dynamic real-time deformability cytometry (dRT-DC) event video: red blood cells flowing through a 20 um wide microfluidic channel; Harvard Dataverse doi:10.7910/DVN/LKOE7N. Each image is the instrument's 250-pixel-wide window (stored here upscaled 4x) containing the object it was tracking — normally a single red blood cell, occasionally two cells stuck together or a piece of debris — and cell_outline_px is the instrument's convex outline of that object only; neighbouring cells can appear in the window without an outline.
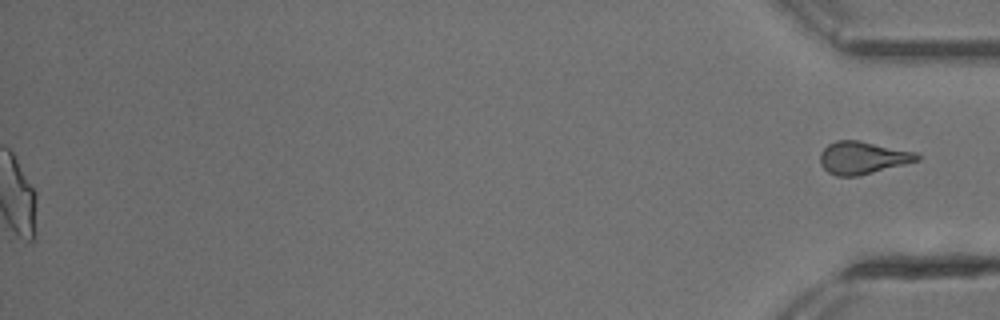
{"species": "common noctule bat (a hibernating species)", "species_latin": "Nyctalus noctula", "temperature_condition": "cold", "stored_images_in_passage": 52, "segment_of_instrument_passage": [2, 2], "camera_frame_rate_fps": 3000, "um_per_image_px": 0.085, "animal": {"sex": "male", "body_mass_g": 13.3}, "frame": {"image": 1, "passage_image": 52, "time_ms": 17.0, "image_size_px": [1000, 320], "cell_outline_px": [[920, 160], [856, 176], [836, 176], [828, 172], [820, 164], [820, 152], [828, 144], [836, 140], [860, 140], [916, 152], [920, 156]], "centroid_in_image_um": [73.3, 13.39], "position_along_channel_um": 361.9, "area_um2": 18.32}}